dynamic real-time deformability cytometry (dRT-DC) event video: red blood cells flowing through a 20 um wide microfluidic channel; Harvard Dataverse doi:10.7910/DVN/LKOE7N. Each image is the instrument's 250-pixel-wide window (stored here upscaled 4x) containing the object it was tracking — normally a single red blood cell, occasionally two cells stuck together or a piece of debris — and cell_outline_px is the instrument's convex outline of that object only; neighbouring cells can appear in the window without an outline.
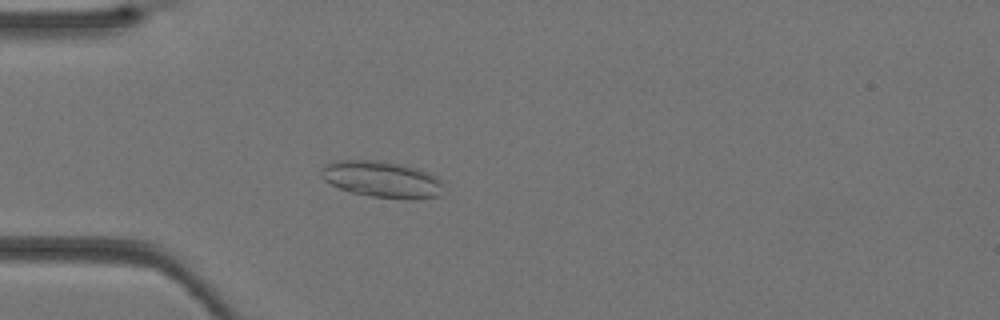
{"species": "Egyptian fruit bat (a non-hibernating species)", "species_latin": "Rousettus aegyptiacus", "temperature_condition": "warm", "stored_images_in_passage": 41, "camera_frame_rate_fps": 3000, "um_per_image_px": 0.085, "animal": {"sex": "female"}, "frame": {"image": 1, "passage_image": 12, "time_ms": 3.667, "image_size_px": [1000, 320], "cell_outline_px": [[444, 184], [440, 196], [416, 200], [412, 200], [372, 196], [352, 192], [340, 188], [324, 180], [320, 176], [320, 172], [324, 164], [336, 160], [380, 160], [404, 164], [428, 172], [436, 176]], "centroid_in_image_um": [32.49, 15.24], "position_along_channel_um": 52.5, "area_um2": 26.3}}
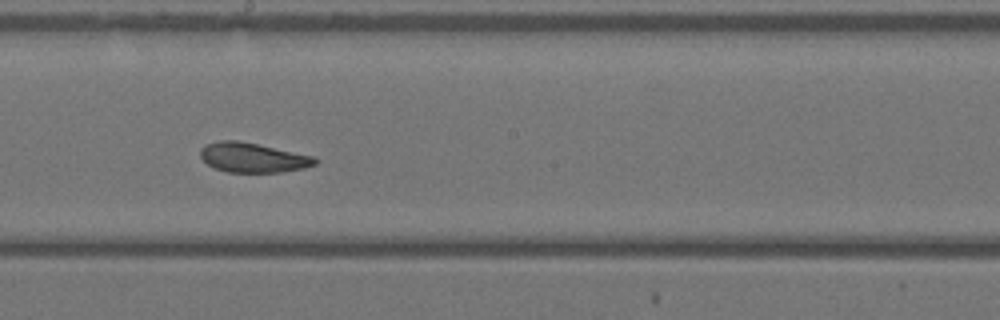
{"frame": {"image": 2, "passage_image": 23, "time_ms": 7.333, "image_size_px": [1000, 320], "cell_outline_px": [[320, 160], [316, 164], [304, 168], [280, 172], [228, 172], [216, 168], [208, 164], [200, 156], [200, 148], [204, 144], [220, 140], [236, 140], [316, 156]], "centroid_in_image_um": [21.51, 13.39], "position_along_channel_um": 226.7, "area_um2": 19.83}}
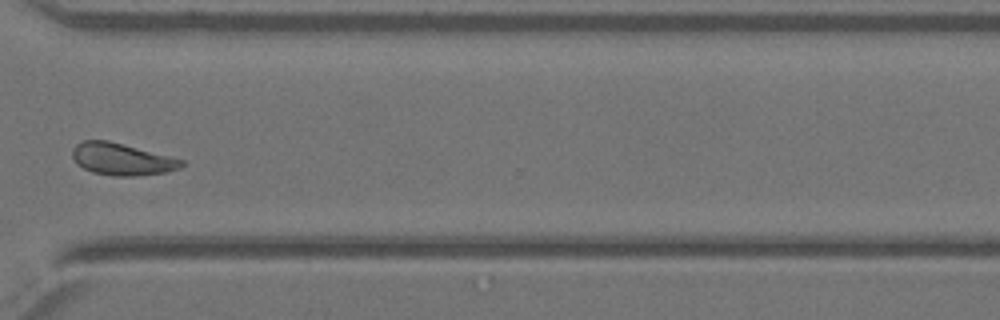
{"frame": {"image": 3, "passage_image": 31, "time_ms": 10.0, "image_size_px": [1000, 320], "cell_outline_px": [[184, 164], [180, 168], [164, 172], [136, 176], [112, 176], [92, 172], [76, 164], [72, 156], [72, 148], [76, 144], [84, 140], [108, 140], [184, 160]], "centroid_in_image_um": [10.31, 13.53], "position_along_channel_um": 360.3, "area_um2": 20.29}}